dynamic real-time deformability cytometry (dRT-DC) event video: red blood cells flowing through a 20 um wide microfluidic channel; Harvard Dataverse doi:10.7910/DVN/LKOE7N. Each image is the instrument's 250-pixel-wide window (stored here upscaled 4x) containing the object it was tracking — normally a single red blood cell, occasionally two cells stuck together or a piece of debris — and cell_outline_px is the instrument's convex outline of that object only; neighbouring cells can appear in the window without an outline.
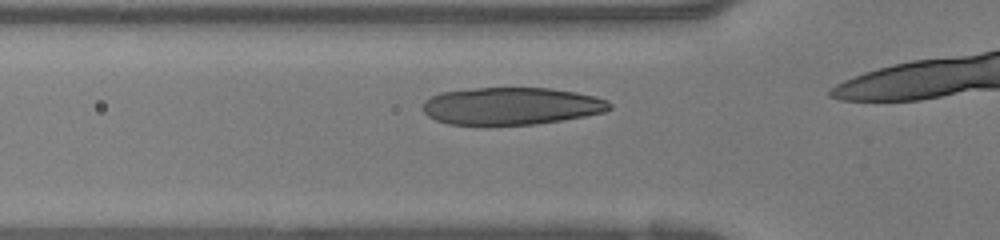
{"species": "human", "species_latin": "Homo sapiens", "temperature_condition": "warm", "stored_images_in_passage": 7, "camera_frame_rate_fps": 3000, "um_per_image_px": 0.085, "donor": {"sex": "female"}, "frame": {"image": 1, "passage_image": 3, "time_ms": 0.667, "image_size_px": [1000, 240], "cell_outline_px": [[612, 108], [604, 112], [584, 116], [536, 124], [448, 124], [436, 120], [428, 116], [424, 112], [424, 100], [440, 92], [472, 88], [548, 88], [576, 92], [596, 96], [608, 100], [612, 104]], "centroid_in_image_um": [43.48, 9.0], "position_along_channel_um": 82.3, "area_um2": 40.52}}
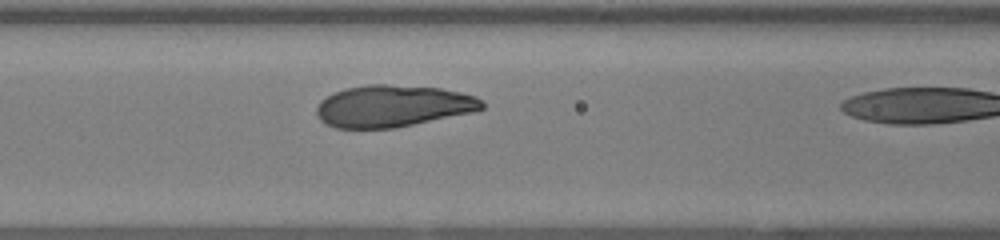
{"frame": {"image": 2, "passage_image": 6, "time_ms": 1.667, "image_size_px": [1000, 240], "cell_outline_px": [[484, 108], [476, 112], [396, 128], [336, 128], [320, 120], [316, 112], [316, 108], [320, 100], [332, 92], [344, 88], [364, 84], [388, 84], [440, 88], [460, 92], [476, 96], [484, 104]], "centroid_in_image_um": [33.39, 9.01], "position_along_channel_um": 133.2, "area_um2": 40.81}}